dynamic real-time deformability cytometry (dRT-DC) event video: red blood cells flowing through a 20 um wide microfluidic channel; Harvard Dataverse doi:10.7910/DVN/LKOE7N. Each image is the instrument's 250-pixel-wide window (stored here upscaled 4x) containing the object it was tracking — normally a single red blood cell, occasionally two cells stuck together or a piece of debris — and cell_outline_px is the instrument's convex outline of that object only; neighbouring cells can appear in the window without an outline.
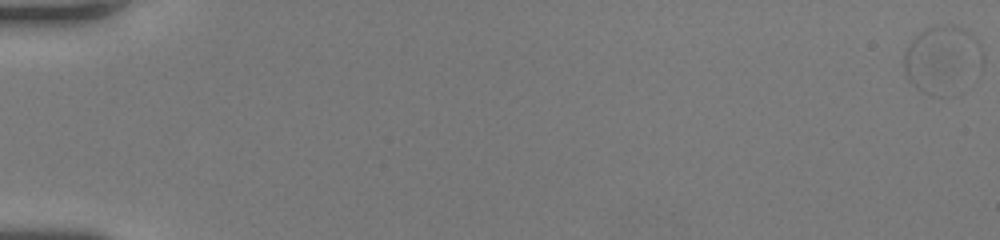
{"species": "human", "species_latin": "Homo sapiens", "temperature_condition": "room temperature", "stored_images_in_passage": 65, "segment_of_instrument_passage": [1, 2], "camera_frame_rate_fps": 3000, "um_per_image_px": 0.085, "donor": {"sex": "female"}, "frame": {"image": 1, "passage_image": 1, "time_ms": 0.0, "image_size_px": [1000, 240], "cell_outline_px": [[984, 64], [948, 96], [932, 96], [924, 92], [912, 84], [908, 80], [904, 72], [900, 60], [908, 44], [916, 32], [924, 28], [948, 24], [952, 24], [968, 32], [980, 40], [984, 56]], "centroid_in_image_um": [80.04, 5.01], "position_along_channel_um": 5.0, "area_um2": 31.56}}